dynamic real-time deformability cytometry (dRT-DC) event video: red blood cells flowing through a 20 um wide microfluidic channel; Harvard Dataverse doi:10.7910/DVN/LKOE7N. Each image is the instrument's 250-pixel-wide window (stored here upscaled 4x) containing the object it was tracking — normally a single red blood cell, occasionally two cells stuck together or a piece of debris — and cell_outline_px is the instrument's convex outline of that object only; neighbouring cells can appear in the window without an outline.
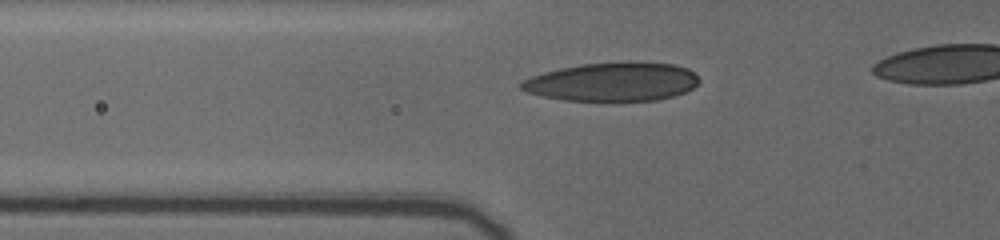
{"species": "human", "species_latin": "Homo sapiens", "temperature_condition": "cold", "stored_images_in_passage": 11, "segment_of_instrument_passage": [1, 2], "camera_frame_rate_fps": 3000, "um_per_image_px": 0.085, "donor": {"sex": "female"}, "frame": {"image": 1, "passage_image": 8, "time_ms": 3.0, "image_size_px": [1000, 240], "cell_outline_px": [[700, 80], [692, 88], [684, 92], [672, 96], [656, 100], [564, 100], [544, 96], [528, 92], [520, 88], [520, 84], [524, 80], [532, 76], [544, 72], [560, 68], [580, 64], [628, 60], [636, 60], [672, 64], [688, 68]], "centroid_in_image_um": [52.08, 6.92], "position_along_channel_um": 73.7, "area_um2": 40.17}}